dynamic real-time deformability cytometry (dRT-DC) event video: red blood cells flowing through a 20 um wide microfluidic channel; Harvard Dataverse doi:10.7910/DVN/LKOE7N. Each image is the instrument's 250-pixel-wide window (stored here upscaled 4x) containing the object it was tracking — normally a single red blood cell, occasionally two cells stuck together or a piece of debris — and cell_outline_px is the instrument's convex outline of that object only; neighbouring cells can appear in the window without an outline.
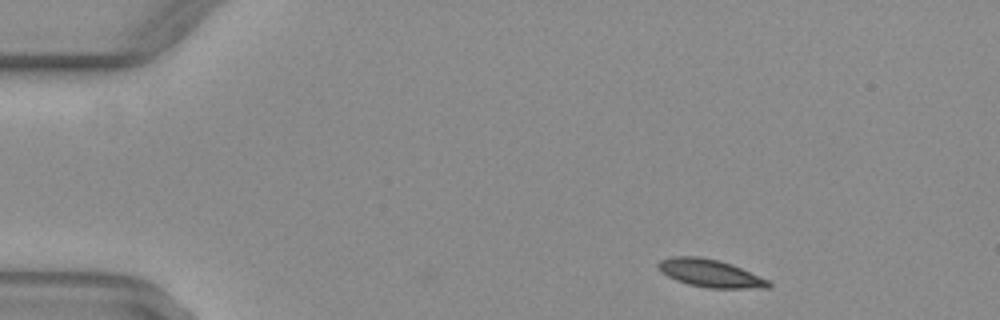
{"species": "common noctule bat (a hibernating species)", "species_latin": "Nyctalus noctula", "temperature_condition": "warm", "stored_images_in_passage": 43, "camera_frame_rate_fps": 3000, "um_per_image_px": 0.085, "animal": {"sex": "female", "body_mass_g": 29.2, "forearm_length_mm": 56.3}, "frame": {"image": 1, "passage_image": 2, "time_ms": 0.333, "image_size_px": [1000, 320], "cell_outline_px": [[772, 288], [708, 288], [688, 284], [676, 280], [660, 272], [656, 264], [660, 260], [672, 256], [700, 256], [720, 260], [732, 264], [768, 280], [772, 284]], "centroid_in_image_um": [60.35, 23.22], "position_along_channel_um": 24.7, "area_um2": 17.98}}
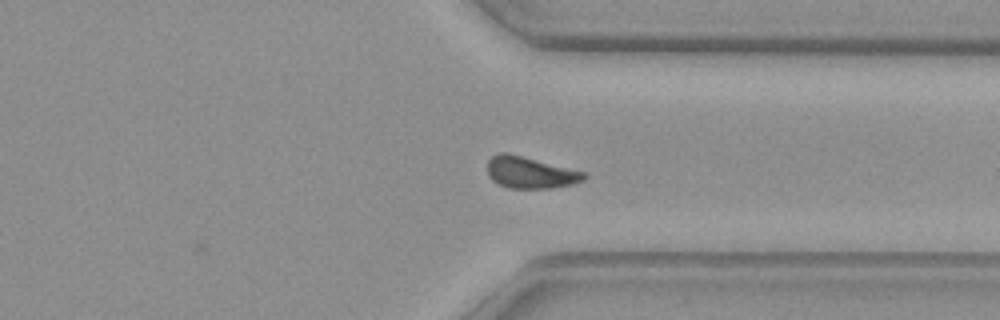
{"frame": {"image": 2, "passage_image": 34, "time_ms": 11.0, "image_size_px": [1000, 320], "cell_outline_px": [[588, 176], [584, 180], [572, 184], [552, 188], [508, 188], [492, 180], [488, 176], [488, 160], [492, 156], [500, 152], [508, 152], [584, 172]], "centroid_in_image_um": [45.05, 14.66], "position_along_channel_um": 366.3, "area_um2": 17.74}}
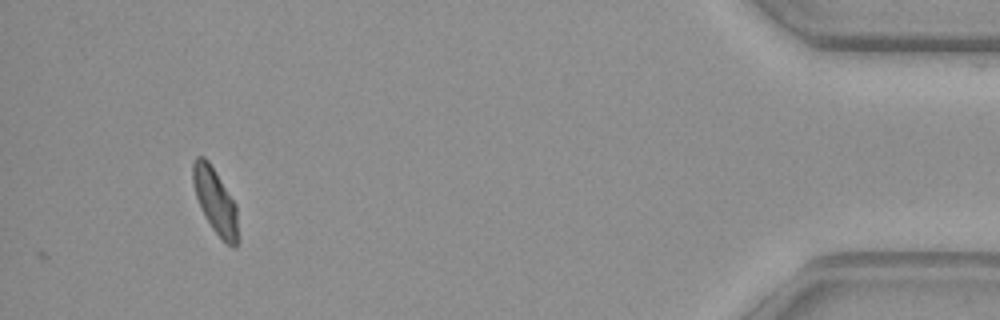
{"frame": {"image": 3, "passage_image": 43, "time_ms": 14.0, "image_size_px": [1000, 320], "cell_outline_px": [[240, 240], [236, 248], [232, 248], [212, 228], [204, 216], [200, 208], [192, 184], [192, 164], [196, 156], [204, 156], [208, 160], [236, 204]], "centroid_in_image_um": [18.31, 17.12], "position_along_channel_um": 416.9, "area_um2": 17.46}, "authors_computed_cell_mechanics": {"area_um2": 17.9758, "velocity_mm_per_s": 4.0123, "shape_relaxation_time_tau1_ms": 3.1136, "shape_relaxation_time_tau2_ms": null, "deformation_change_tau1": 0.1005, "deformation_change_tau2": null}}